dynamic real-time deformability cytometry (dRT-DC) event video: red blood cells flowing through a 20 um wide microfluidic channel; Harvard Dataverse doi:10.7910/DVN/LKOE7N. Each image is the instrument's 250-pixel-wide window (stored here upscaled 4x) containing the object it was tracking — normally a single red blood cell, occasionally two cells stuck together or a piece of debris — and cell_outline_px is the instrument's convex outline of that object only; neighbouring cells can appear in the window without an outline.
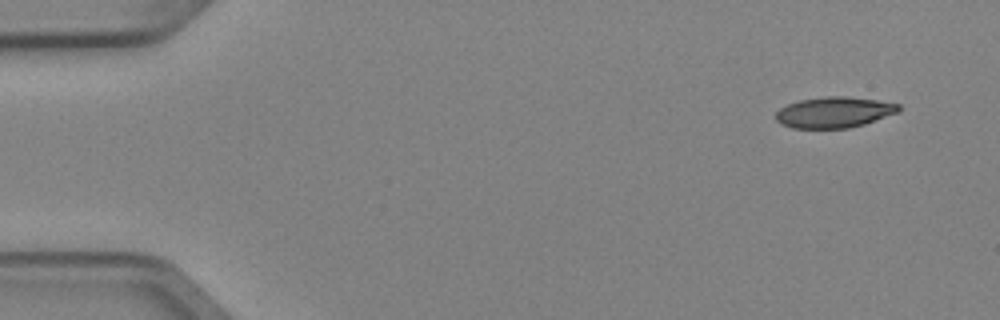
{"species": "Egyptian fruit bat (a non-hibernating species)", "species_latin": "Rousettus aegyptiacus", "temperature_condition": "cold", "stored_images_in_passage": 4, "camera_frame_rate_fps": 3000, "um_per_image_px": 0.085, "animal": {"sex": "female"}, "frame": {"image": 1, "passage_image": 1, "time_ms": 0.0, "image_size_px": [1000, 320], "cell_outline_px": [[900, 112], [864, 124], [848, 128], [792, 128], [780, 124], [776, 120], [776, 112], [780, 108], [788, 104], [800, 100], [828, 96], [844, 96], [876, 100], [900, 104]], "centroid_in_image_um": [70.91, 9.55], "position_along_channel_um": 14.1, "area_um2": 22.08}}